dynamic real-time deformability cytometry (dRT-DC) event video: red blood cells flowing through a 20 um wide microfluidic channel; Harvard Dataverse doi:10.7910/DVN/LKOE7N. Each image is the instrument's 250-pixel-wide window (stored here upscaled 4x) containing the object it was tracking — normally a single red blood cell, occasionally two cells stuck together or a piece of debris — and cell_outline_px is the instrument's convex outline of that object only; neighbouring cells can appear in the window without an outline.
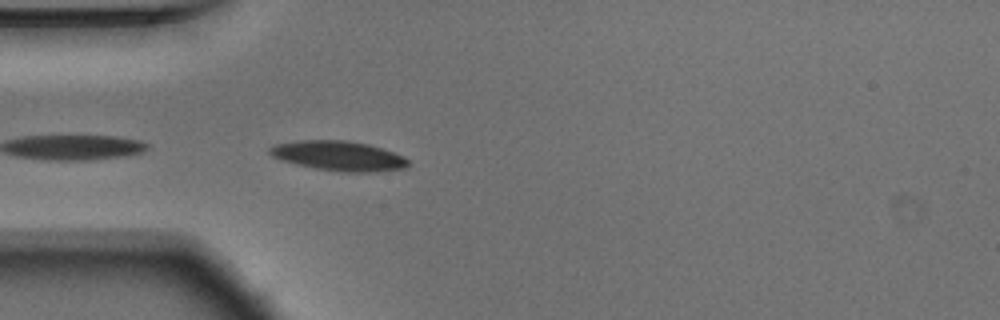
{"species": "Egyptian fruit bat (a non-hibernating species)", "species_latin": "Rousettus aegyptiacus", "temperature_condition": "warm", "stored_images_in_passage": 26, "camera_frame_rate_fps": 3000, "um_per_image_px": 0.085, "animal": {"sex": "male"}, "frame": {"image": 1, "passage_image": 1, "time_ms": 0.0, "image_size_px": [1000, 320], "cell_outline_px": [[408, 168], [376, 172], [344, 172], [316, 168], [296, 164], [280, 160], [272, 156], [268, 152], [268, 148], [276, 144], [296, 140], [348, 140], [368, 144], [404, 156], [408, 160]], "centroid_in_image_um": [28.78, 13.25], "position_along_channel_um": 56.2, "area_um2": 24.1}, "authors_computed_cell_mechanics": {"area_um2": 21.5305, "velocity_mm_per_s": 3.7231, "shape_relaxation_time_tau1_ms": 3.2127, "shape_relaxation_time_tau2_ms": 1.8979, "deformation_change_tau1": 0.1316, "deformation_change_tau2": 0.0897}}